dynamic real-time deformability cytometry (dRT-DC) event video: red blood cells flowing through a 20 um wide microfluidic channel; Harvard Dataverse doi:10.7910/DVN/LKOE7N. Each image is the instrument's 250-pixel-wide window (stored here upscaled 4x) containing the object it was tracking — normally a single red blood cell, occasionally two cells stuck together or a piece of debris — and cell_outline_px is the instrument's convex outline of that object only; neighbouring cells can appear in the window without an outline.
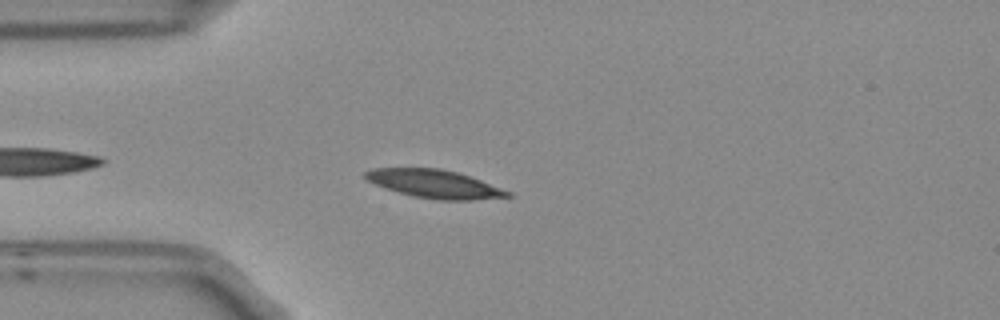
{"species": "Egyptian fruit bat (a non-hibernating species)", "species_latin": "Rousettus aegyptiacus", "temperature_condition": "room temperature", "stored_images_in_passage": 3, "camera_frame_rate_fps": 3000, "um_per_image_px": 0.085, "frame": {"image": 1, "passage_image": 3, "time_ms": 0.667, "image_size_px": [1000, 320], "cell_outline_px": [[512, 196], [472, 200], [440, 200], [416, 196], [400, 192], [376, 184], [368, 180], [364, 176], [364, 172], [372, 168], [440, 168], [456, 172], [480, 180], [512, 192]], "centroid_in_image_um": [36.95, 15.62], "position_along_channel_um": 48.0, "area_um2": 22.95}}